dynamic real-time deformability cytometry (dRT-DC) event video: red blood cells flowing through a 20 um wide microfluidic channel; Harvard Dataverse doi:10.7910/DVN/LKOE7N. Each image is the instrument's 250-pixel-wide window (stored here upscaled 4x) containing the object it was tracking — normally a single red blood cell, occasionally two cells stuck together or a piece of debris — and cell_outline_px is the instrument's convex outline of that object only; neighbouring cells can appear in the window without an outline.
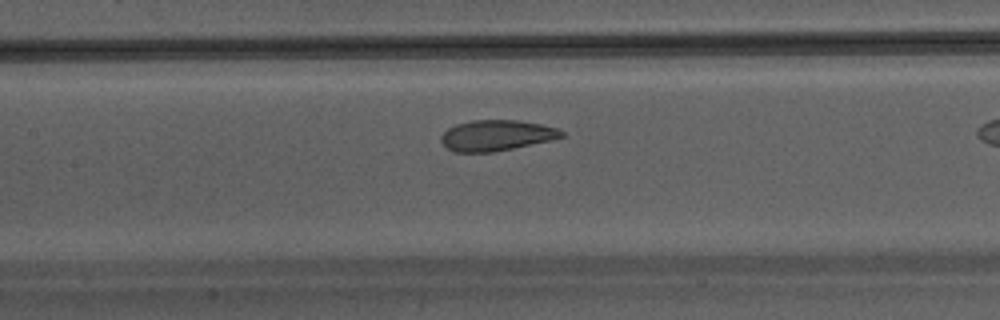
{"species": "Egyptian fruit bat (a non-hibernating species)", "species_latin": "Rousettus aegyptiacus", "temperature_condition": "warm", "stored_images_in_passage": 27, "camera_frame_rate_fps": 3000, "um_per_image_px": 0.085, "animal": {"sex": "male"}, "frame": {"image": 1, "passage_image": 12, "time_ms": 3.667, "image_size_px": [1000, 320], "cell_outline_px": [[564, 136], [552, 140], [492, 152], [456, 152], [448, 148], [440, 140], [440, 136], [448, 128], [456, 124], [472, 120], [516, 120], [540, 124], [556, 128], [564, 132]], "centroid_in_image_um": [42.18, 11.5], "position_along_channel_um": 165.2, "area_um2": 21.39}}